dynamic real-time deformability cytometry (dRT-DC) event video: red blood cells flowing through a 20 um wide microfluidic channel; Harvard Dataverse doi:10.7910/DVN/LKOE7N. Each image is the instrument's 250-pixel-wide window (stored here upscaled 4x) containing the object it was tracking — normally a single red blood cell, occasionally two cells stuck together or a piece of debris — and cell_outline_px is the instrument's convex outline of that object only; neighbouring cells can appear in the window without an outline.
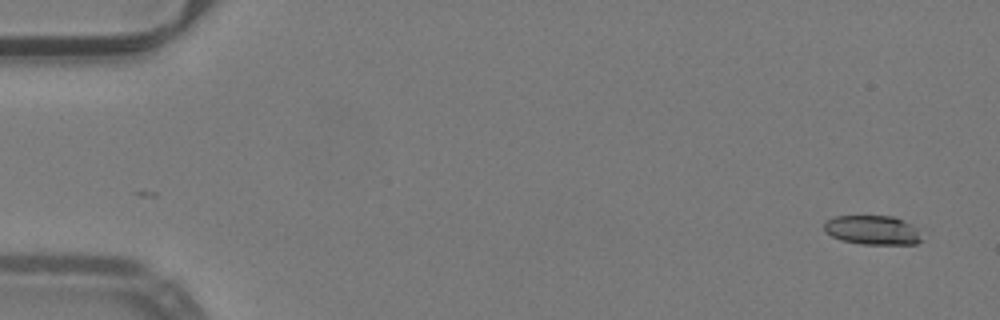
{"species": "common noctule bat (a hibernating species)", "species_latin": "Nyctalus noctula", "temperature_condition": "warm", "stored_images_in_passage": 11, "camera_frame_rate_fps": 3000, "um_per_image_px": 0.085, "animal": {"sex": "male", "body_mass_g": 19.2, "forearm_length_mm": 51.8}, "frame": {"image": 1, "passage_image": 1, "time_ms": 0.0, "image_size_px": [1000, 320], "cell_outline_px": [[920, 240], [916, 244], [860, 244], [840, 240], [824, 232], [824, 224], [828, 220], [836, 216], [892, 216], [912, 224], [916, 228]], "centroid_in_image_um": [74.12, 19.56], "position_along_channel_um": 10.9, "area_um2": 16.47}}